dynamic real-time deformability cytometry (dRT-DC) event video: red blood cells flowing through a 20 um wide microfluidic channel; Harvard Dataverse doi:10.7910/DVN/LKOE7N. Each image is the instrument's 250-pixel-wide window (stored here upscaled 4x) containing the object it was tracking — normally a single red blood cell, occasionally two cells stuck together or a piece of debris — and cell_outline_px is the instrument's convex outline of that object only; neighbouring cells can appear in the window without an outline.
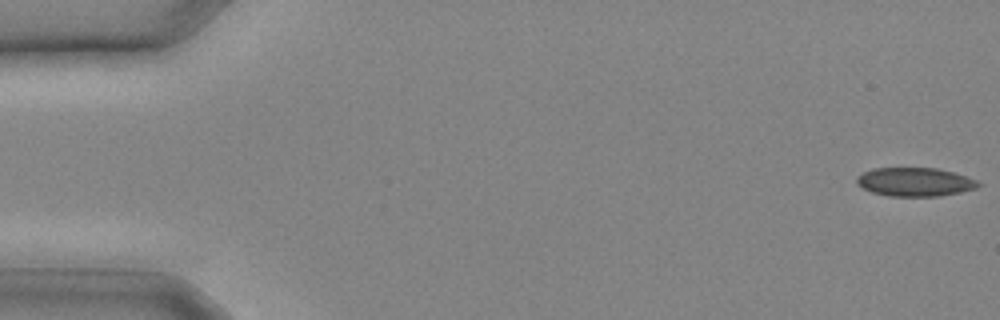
{"species": "common noctule bat (a hibernating species)", "species_latin": "Nyctalus noctula", "temperature_condition": "cold", "stored_images_in_passage": 9, "camera_frame_rate_fps": 3000, "um_per_image_px": 0.085, "animal": {"sex": "male", "body_mass_g": 20.4}, "frame": {"image": 1, "passage_image": 1, "time_ms": 0.0, "image_size_px": [1000, 320], "cell_outline_px": [[980, 184], [976, 188], [960, 192], [940, 196], [888, 196], [872, 192], [856, 184], [856, 176], [872, 168], [936, 168], [952, 172], [976, 180]], "centroid_in_image_um": [77.72, 15.46], "position_along_channel_um": 7.3, "area_um2": 20.17}}
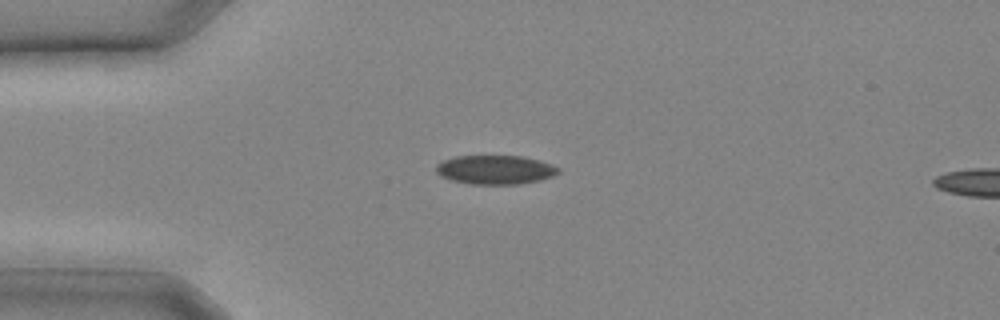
{"frame": {"image": 2, "passage_image": 7, "time_ms": 2.0, "image_size_px": [1000, 320], "cell_outline_px": [[560, 172], [552, 176], [540, 180], [520, 184], [472, 184], [452, 180], [440, 176], [436, 172], [436, 164], [444, 160], [456, 156], [524, 156], [540, 160], [552, 164], [560, 168]], "centroid_in_image_um": [42.12, 14.42], "position_along_channel_um": 42.9, "area_um2": 20.75}}